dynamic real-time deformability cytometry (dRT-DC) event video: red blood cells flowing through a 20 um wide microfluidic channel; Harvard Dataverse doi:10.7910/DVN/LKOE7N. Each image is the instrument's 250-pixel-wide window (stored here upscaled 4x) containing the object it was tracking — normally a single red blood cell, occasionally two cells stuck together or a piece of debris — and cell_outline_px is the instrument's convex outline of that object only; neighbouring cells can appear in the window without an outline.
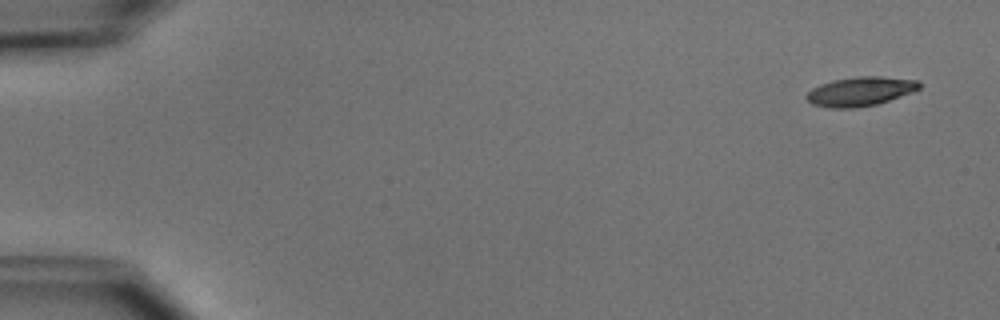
{"species": "common noctule bat (a hibernating species)", "species_latin": "Nyctalus noctula", "temperature_condition": "cold", "stored_images_in_passage": 4, "camera_frame_rate_fps": 3000, "um_per_image_px": 0.085, "animal": {"sex": "male", "body_mass_g": 15.6}, "frame": {"image": 1, "passage_image": 1, "time_ms": 0.0, "image_size_px": [1000, 320], "cell_outline_px": [[920, 88], [912, 92], [876, 104], [852, 108], [828, 108], [812, 104], [804, 96], [812, 88], [820, 84], [832, 80], [856, 76], [880, 76], [920, 80]], "centroid_in_image_um": [73.1, 7.76], "position_along_channel_um": 11.9, "area_um2": 19.19}}